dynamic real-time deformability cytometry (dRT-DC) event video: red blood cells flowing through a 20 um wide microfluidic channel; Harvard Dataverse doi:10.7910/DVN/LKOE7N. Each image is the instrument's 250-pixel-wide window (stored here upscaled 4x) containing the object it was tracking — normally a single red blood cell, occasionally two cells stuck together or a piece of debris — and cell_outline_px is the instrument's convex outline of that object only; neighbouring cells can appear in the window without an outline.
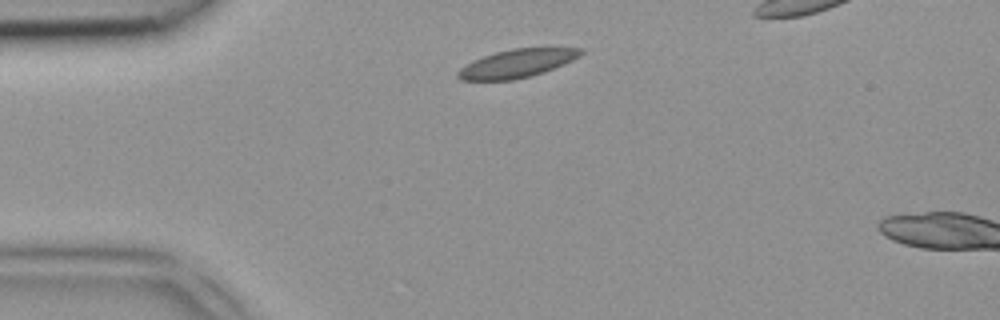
{"species": "common noctule bat (a hibernating species)", "species_latin": "Nyctalus noctula", "temperature_condition": "room temperature", "stored_images_in_passage": 2, "camera_frame_rate_fps": 3000, "um_per_image_px": 0.085, "animal": {"sex": "female", "body_mass_g": 18.4}, "frame": {"image": 1, "passage_image": 1, "time_ms": 0.0, "image_size_px": [1000, 320], "cell_outline_px": [[584, 52], [580, 56], [564, 64], [544, 72], [512, 80], [460, 80], [456, 76], [456, 72], [460, 68], [484, 56], [496, 52], [512, 48], [584, 48]], "centroid_in_image_um": [43.96, 5.39], "position_along_channel_um": 41.0, "area_um2": 20.0}}